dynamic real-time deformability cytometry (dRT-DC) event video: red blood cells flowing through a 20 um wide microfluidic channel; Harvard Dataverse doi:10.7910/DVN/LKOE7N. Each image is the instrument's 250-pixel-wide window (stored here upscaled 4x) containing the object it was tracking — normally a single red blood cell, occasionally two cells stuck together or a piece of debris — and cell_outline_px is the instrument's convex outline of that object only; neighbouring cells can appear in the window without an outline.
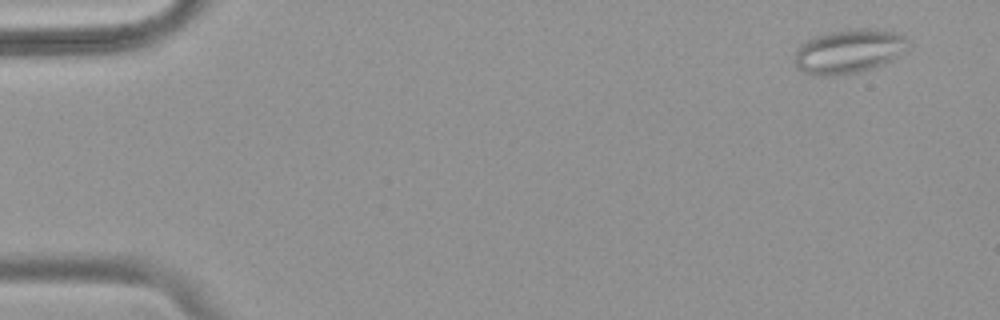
{"species": "common noctule bat (a hibernating species)", "species_latin": "Nyctalus noctula", "temperature_condition": "warm", "stored_images_in_passage": 55, "camera_frame_rate_fps": 3000, "um_per_image_px": 0.085, "animal": {"sex": "female", "body_mass_g": 18.4}, "frame": {"image": 1, "passage_image": 4, "time_ms": 1.0, "image_size_px": [1000, 320], "cell_outline_px": [[912, 40], [908, 48], [884, 64], [872, 68], [856, 72], [832, 76], [824, 76], [804, 72], [796, 68], [796, 52], [800, 44], [816, 36], [832, 32], [856, 28], [872, 28], [896, 32], [908, 36]], "centroid_in_image_um": [72.22, 4.34], "position_along_channel_um": 12.8, "area_um2": 29.13}}
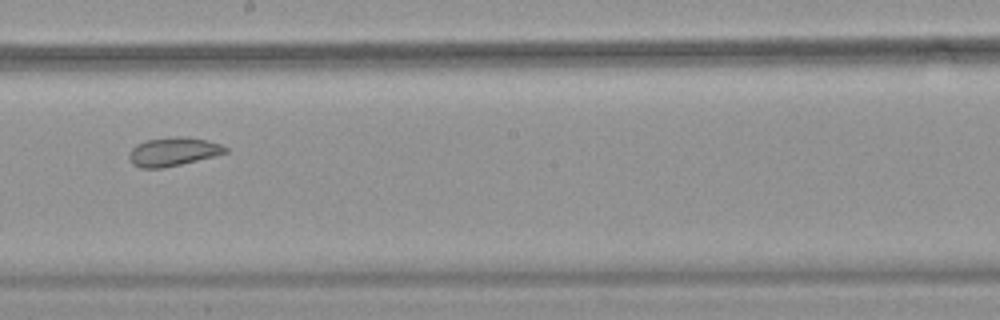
{"frame": {"image": 2, "passage_image": 32, "time_ms": 10.333, "image_size_px": [1000, 320], "cell_outline_px": [[228, 152], [164, 168], [140, 168], [132, 164], [128, 156], [132, 148], [136, 144], [148, 140], [176, 136], [184, 136], [204, 140], [220, 144], [228, 148]], "centroid_in_image_um": [14.68, 12.89], "position_along_channel_um": 233.5, "area_um2": 15.84}}
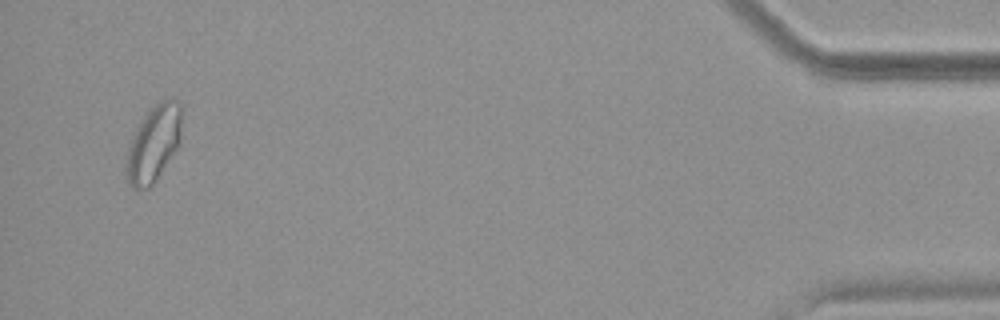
{"frame": {"image": 3, "passage_image": 53, "time_ms": 17.333, "image_size_px": [1000, 320], "cell_outline_px": [[180, 144], [156, 180], [148, 188], [132, 188], [124, 172], [124, 168], [128, 148], [148, 108], [160, 100], [172, 96], [180, 100]], "centroid_in_image_um": [13.07, 12.17], "position_along_channel_um": 422.1, "area_um2": 24.62}, "authors_computed_cell_mechanics": {"area_um2": 21.8484, "velocity_mm_per_s": 3.7713, "shape_relaxation_time_tau1_ms": null, "shape_relaxation_time_tau2_ms": 1.6113, "deformation_change_tau1": null, "deformation_change_tau2": 0.0718}}